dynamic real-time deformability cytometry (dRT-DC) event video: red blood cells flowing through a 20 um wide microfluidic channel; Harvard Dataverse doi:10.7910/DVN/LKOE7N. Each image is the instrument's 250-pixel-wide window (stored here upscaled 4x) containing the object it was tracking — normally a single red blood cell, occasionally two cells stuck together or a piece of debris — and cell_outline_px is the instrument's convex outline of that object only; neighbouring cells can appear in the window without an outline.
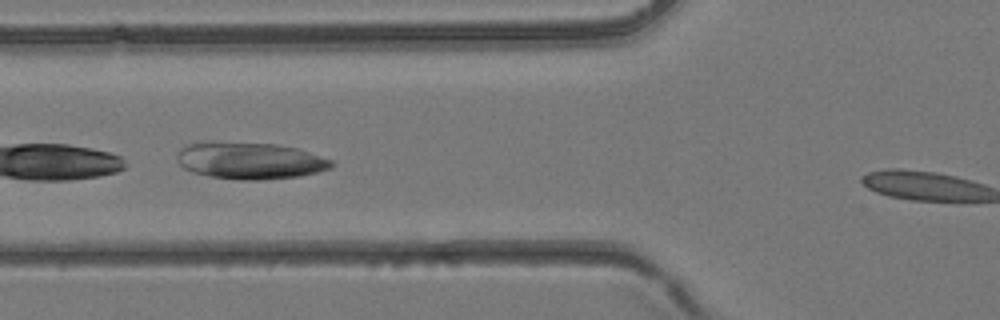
{"species": "common noctule bat (a hibernating species)", "species_latin": "Nyctalus noctula", "temperature_condition": "room temperature", "stored_images_in_passage": 4, "segment_of_instrument_passage": [1, 2], "camera_frame_rate_fps": 3000, "um_per_image_px": 0.085, "animal": {"sex": "female", "body_mass_g": 24.6, "forearm_length_mm": 56.2}, "frame": {"image": 1, "passage_image": 3, "time_ms": 0.667, "image_size_px": [1000, 320], "cell_outline_px": [[332, 168], [300, 176], [260, 180], [240, 180], [208, 176], [192, 172], [184, 168], [176, 160], [176, 152], [184, 144], [276, 144], [296, 148], [332, 160]], "centroid_in_image_um": [21.23, 13.69], "position_along_channel_um": 104.6, "area_um2": 32.37}}